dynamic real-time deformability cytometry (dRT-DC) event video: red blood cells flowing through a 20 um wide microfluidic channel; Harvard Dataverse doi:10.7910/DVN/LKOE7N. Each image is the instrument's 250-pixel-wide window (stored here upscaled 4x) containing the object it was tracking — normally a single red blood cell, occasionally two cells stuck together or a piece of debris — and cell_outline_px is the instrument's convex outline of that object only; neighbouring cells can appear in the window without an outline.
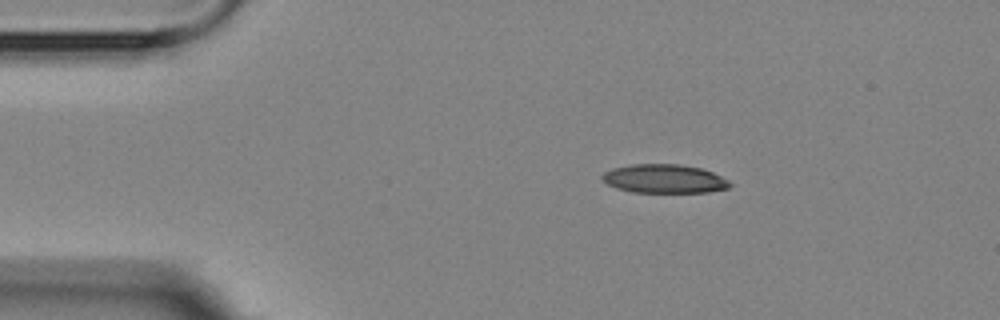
{"species": "Egyptian fruit bat (a non-hibernating species)", "species_latin": "Rousettus aegyptiacus", "temperature_condition": "room temperature", "stored_images_in_passage": 3, "camera_frame_rate_fps": 3000, "um_per_image_px": 0.085, "animal": {"sex": "female"}, "frame": {"image": 1, "passage_image": 2, "time_ms": 1.333, "image_size_px": [1000, 320], "cell_outline_px": [[732, 184], [728, 188], [708, 192], [632, 192], [616, 188], [608, 184], [600, 176], [604, 172], [612, 168], [628, 164], [680, 164], [700, 168], [712, 172], [728, 180]], "centroid_in_image_um": [56.44, 15.19], "position_along_channel_um": 28.6, "area_um2": 21.39}}